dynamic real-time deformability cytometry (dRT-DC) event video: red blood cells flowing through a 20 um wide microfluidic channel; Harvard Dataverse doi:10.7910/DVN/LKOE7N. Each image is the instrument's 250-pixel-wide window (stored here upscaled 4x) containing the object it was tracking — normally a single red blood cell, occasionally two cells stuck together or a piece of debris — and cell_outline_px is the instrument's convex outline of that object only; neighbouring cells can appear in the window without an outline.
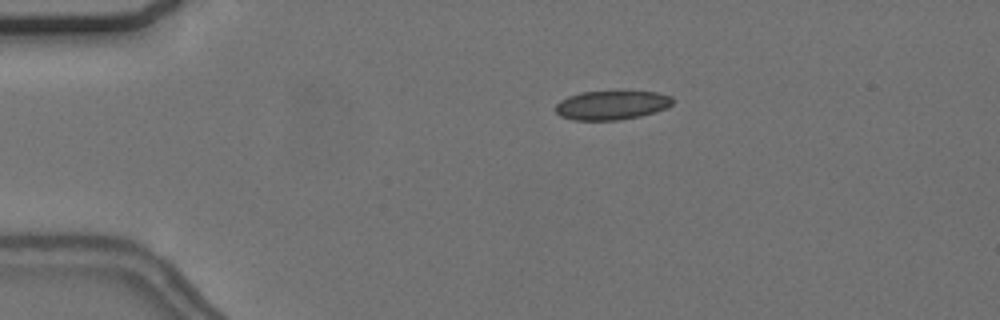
{"species": "common noctule bat (a hibernating species)", "species_latin": "Nyctalus noctula", "temperature_condition": "cold", "stored_images_in_passage": 48, "camera_frame_rate_fps": 3000, "um_per_image_px": 0.085, "animal": {"sex": "female", "body_mass_g": 24.6, "forearm_length_mm": 56.2}, "frame": {"image": 1, "passage_image": 4, "time_ms": 1.0, "image_size_px": [1000, 320], "cell_outline_px": [[672, 104], [668, 108], [656, 112], [640, 116], [620, 120], [572, 120], [560, 116], [556, 112], [556, 104], [560, 100], [568, 96], [580, 92], [656, 92], [672, 96]], "centroid_in_image_um": [51.99, 8.95], "position_along_channel_um": 33.0, "area_um2": 19.83}}
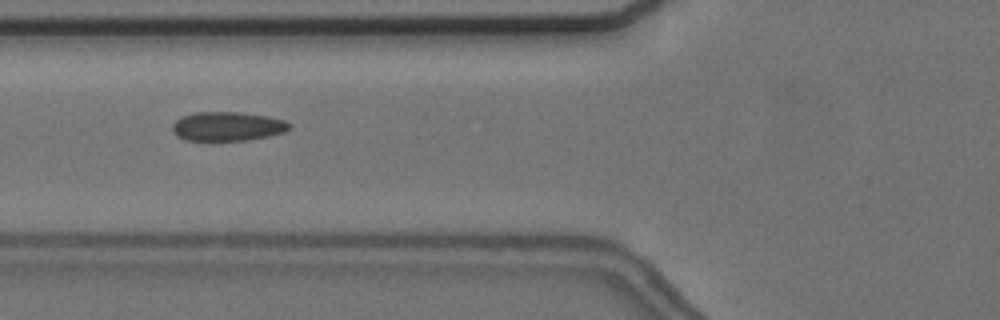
{"frame": {"image": 2, "passage_image": 14, "time_ms": 4.333, "image_size_px": [1000, 320], "cell_outline_px": [[292, 128], [284, 132], [268, 136], [248, 140], [184, 140], [176, 136], [172, 128], [172, 124], [180, 116], [196, 112], [240, 112], [268, 116], [284, 120], [292, 124]], "centroid_in_image_um": [19.34, 10.73], "position_along_channel_um": 106.5, "area_um2": 20.0}}
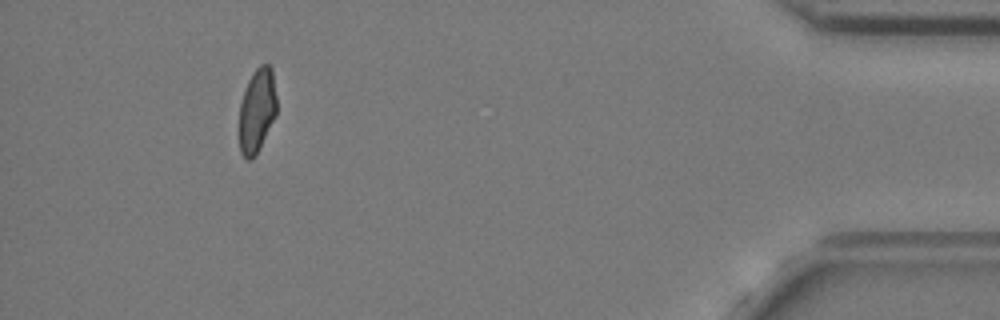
{"frame": {"image": 3, "passage_image": 44, "time_ms": 14.333, "image_size_px": [1000, 320], "cell_outline_px": [[276, 116], [256, 156], [252, 160], [248, 160], [240, 152], [240, 104], [248, 80], [252, 72], [260, 64], [268, 64], [272, 68], [276, 96]], "centroid_in_image_um": [21.86, 9.39], "position_along_channel_um": 413.3, "area_um2": 18.44}, "authors_computed_cell_mechanics": {"area_um2": 19.9988, "velocity_mm_per_s": 3.6865, "shape_relaxation_time_tau1_ms": null, "shape_relaxation_time_tau2_ms": 1.6681, "deformation_change_tau1": null, "deformation_change_tau2": 0.0683}}